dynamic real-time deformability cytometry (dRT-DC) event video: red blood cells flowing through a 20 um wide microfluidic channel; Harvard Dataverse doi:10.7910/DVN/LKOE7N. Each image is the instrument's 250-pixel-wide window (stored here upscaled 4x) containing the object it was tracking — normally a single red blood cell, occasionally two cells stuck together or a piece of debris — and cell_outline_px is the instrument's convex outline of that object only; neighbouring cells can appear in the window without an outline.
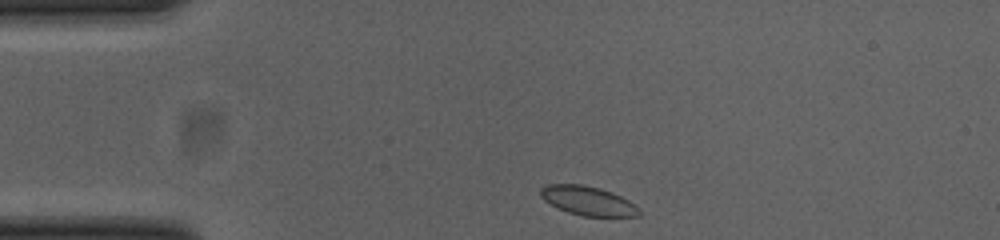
{"species": "common noctule bat (a hibernating species)", "species_latin": "Nyctalus noctula", "temperature_condition": "cold", "stored_images_in_passage": 43, "camera_frame_rate_fps": 3000, "um_per_image_px": 0.085, "animal": {"sex": "female", "body_mass_g": 23.0, "forearm_length_mm": 53.4}, "frame": {"image": 1, "passage_image": 1, "time_ms": 0.0, "image_size_px": [1000, 240], "cell_outline_px": [[640, 216], [580, 216], [568, 212], [544, 200], [540, 196], [540, 188], [548, 184], [580, 184], [600, 188], [612, 192], [628, 200], [640, 208]], "centroid_in_image_um": [49.98, 17.06], "position_along_channel_um": 35.0, "area_um2": 16.65}}
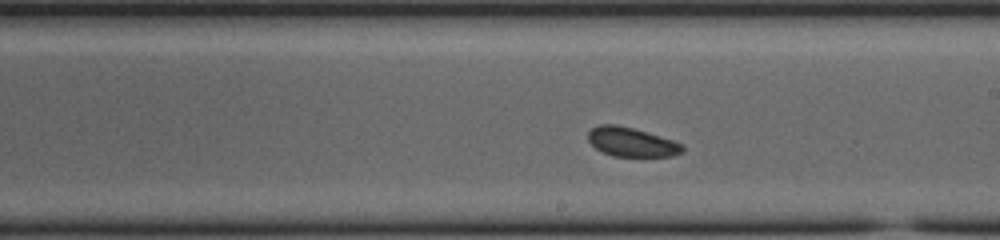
{"frame": {"image": 2, "passage_image": 20, "time_ms": 6.333, "image_size_px": [1000, 240], "cell_outline_px": [[684, 148], [680, 152], [672, 156], [612, 156], [596, 148], [588, 140], [588, 132], [592, 128], [600, 124], [616, 124], [632, 128], [672, 140], [684, 144]], "centroid_in_image_um": [53.66, 12.07], "position_along_channel_um": 235.3, "area_um2": 15.78}}
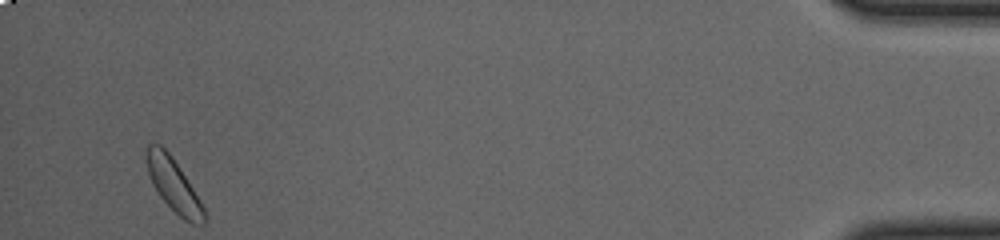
{"frame": {"image": 3, "passage_image": 41, "time_ms": 13.333, "image_size_px": [1000, 240], "cell_outline_px": [[204, 224], [192, 224], [184, 220], [160, 196], [148, 172], [144, 160], [144, 152], [148, 144], [160, 144], [172, 156], [200, 200], [204, 208]], "centroid_in_image_um": [14.72, 15.68], "position_along_channel_um": 420.5, "area_um2": 17.4}, "authors_computed_cell_mechanics": {"area_um2": 16.6464, "velocity_mm_per_s": 3.7884, "shape_relaxation_time_tau1_ms": null, "shape_relaxation_time_tau2_ms": 1.9069, "deformation_change_tau1": null, "deformation_change_tau2": 0.0657}}